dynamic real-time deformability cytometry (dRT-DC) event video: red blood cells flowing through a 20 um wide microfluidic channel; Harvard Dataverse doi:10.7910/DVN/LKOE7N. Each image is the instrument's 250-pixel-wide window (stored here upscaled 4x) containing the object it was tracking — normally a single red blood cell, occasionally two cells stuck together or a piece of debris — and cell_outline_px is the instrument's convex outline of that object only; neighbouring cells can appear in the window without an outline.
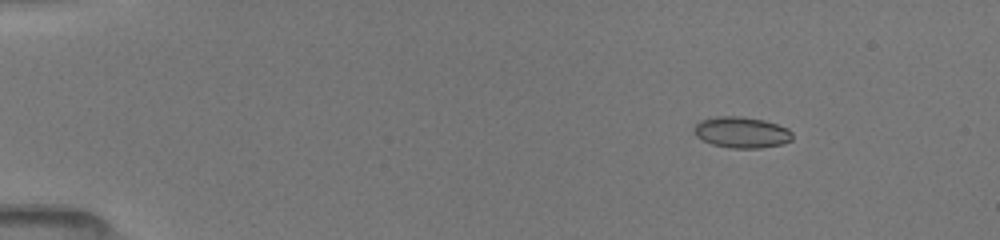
{"species": "common noctule bat (a hibernating species)", "species_latin": "Nyctalus noctula", "temperature_condition": "room temperature", "stored_images_in_passage": 53, "camera_frame_rate_fps": 3000, "um_per_image_px": 0.085, "animal": {"sex": "female", "body_mass_g": 19.5, "forearm_length_mm": 54.1}, "frame": {"image": 1, "passage_image": 5, "time_ms": 2.0, "image_size_px": [1000, 240], "cell_outline_px": [[792, 140], [784, 144], [760, 148], [728, 148], [712, 144], [696, 136], [692, 132], [692, 128], [700, 120], [716, 116], [740, 116], [764, 120], [788, 128], [792, 132]], "centroid_in_image_um": [63.02, 11.25], "position_along_channel_um": 22.0, "area_um2": 18.03}}
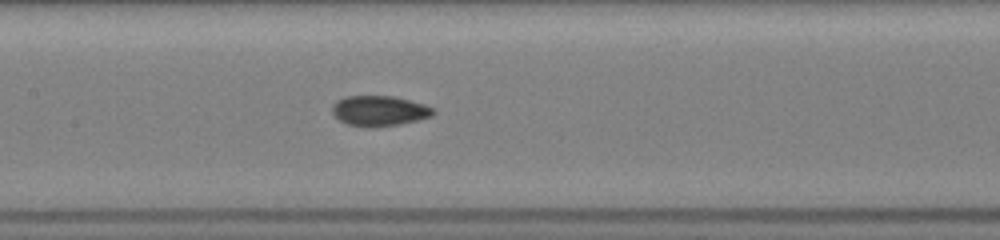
{"frame": {"image": 2, "passage_image": 31, "time_ms": 8.333, "image_size_px": [1000, 240], "cell_outline_px": [[436, 112], [432, 116], [400, 124], [376, 128], [364, 128], [348, 124], [340, 120], [332, 112], [332, 104], [336, 100], [344, 96], [392, 96], [424, 104], [436, 108]], "centroid_in_image_um": [32.24, 9.43], "position_along_channel_um": 175.2, "area_um2": 18.09}}
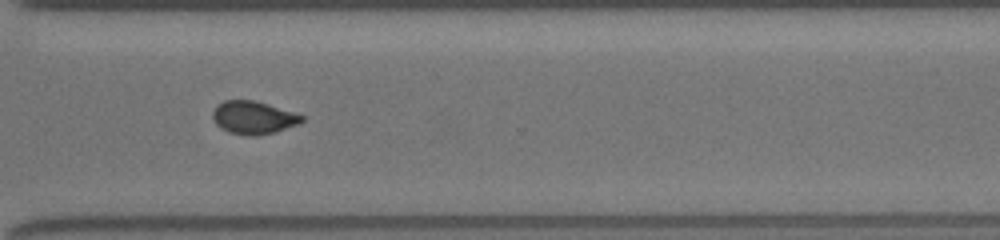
{"frame": {"image": 3, "passage_image": 52, "time_ms": 12.667, "image_size_px": [1000, 240], "cell_outline_px": [[304, 120], [300, 124], [272, 132], [256, 136], [248, 136], [228, 132], [220, 128], [216, 124], [212, 116], [212, 112], [216, 104], [224, 100], [256, 100], [304, 116]], "centroid_in_image_um": [21.5, 9.99], "position_along_channel_um": 349.1, "area_um2": 17.17}}